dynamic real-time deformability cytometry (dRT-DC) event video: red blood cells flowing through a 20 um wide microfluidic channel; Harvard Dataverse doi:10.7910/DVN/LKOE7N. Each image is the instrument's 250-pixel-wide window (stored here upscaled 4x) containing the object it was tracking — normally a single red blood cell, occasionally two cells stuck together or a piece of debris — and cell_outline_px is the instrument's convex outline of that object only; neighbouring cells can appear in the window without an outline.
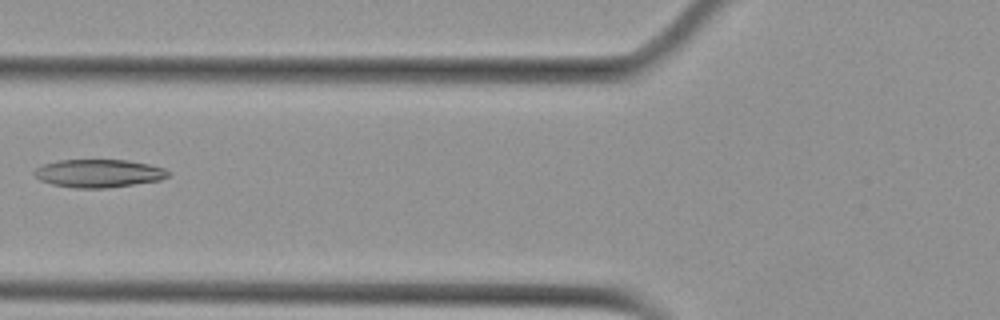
{"species": "Egyptian fruit bat (a non-hibernating species)", "species_latin": "Rousettus aegyptiacus", "temperature_condition": "cold", "stored_images_in_passage": 3, "camera_frame_rate_fps": 3000, "um_per_image_px": 0.085, "animal": {"sex": "female"}, "frame": {"image": 1, "passage_image": 3, "time_ms": 2.667, "image_size_px": [1000, 320], "cell_outline_px": [[172, 176], [160, 180], [104, 188], [76, 188], [52, 184], [40, 180], [32, 172], [36, 168], [44, 164], [60, 160], [128, 160], [148, 164], [164, 168], [172, 172]], "centroid_in_image_um": [8.42, 14.73], "position_along_channel_um": 117.4, "area_um2": 21.85}}